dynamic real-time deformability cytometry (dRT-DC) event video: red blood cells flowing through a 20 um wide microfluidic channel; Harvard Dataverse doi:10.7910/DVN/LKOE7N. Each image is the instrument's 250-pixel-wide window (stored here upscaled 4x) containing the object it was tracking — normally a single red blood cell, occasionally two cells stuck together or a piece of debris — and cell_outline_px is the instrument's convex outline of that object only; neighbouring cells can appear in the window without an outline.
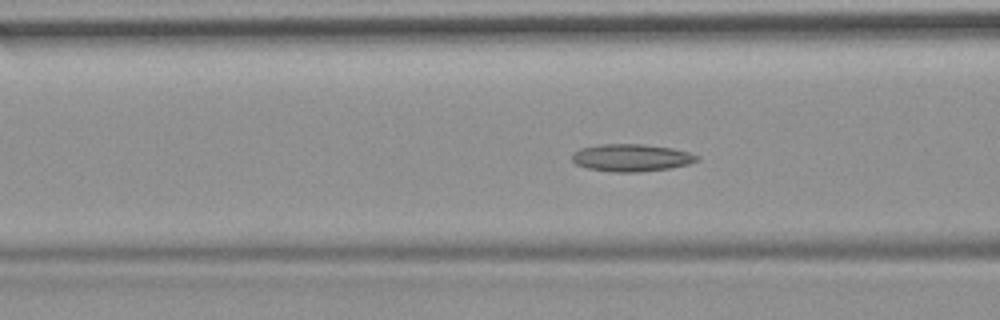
{"species": "common noctule bat (a hibernating species)", "species_latin": "Nyctalus noctula", "temperature_condition": "room temperature", "stored_images_in_passage": 55, "camera_frame_rate_fps": 3000, "um_per_image_px": 0.085, "animal": {"sex": "female", "body_mass_g": 19.9}, "frame": {"image": 1, "passage_image": 21, "time_ms": 6.667, "image_size_px": [1000, 320], "cell_outline_px": [[700, 160], [688, 164], [672, 168], [636, 172], [612, 172], [588, 168], [576, 164], [572, 160], [572, 152], [580, 148], [600, 144], [644, 144], [672, 148], [688, 152], [700, 156]], "centroid_in_image_um": [53.67, 13.4], "position_along_channel_um": 112.9, "area_um2": 20.06}}
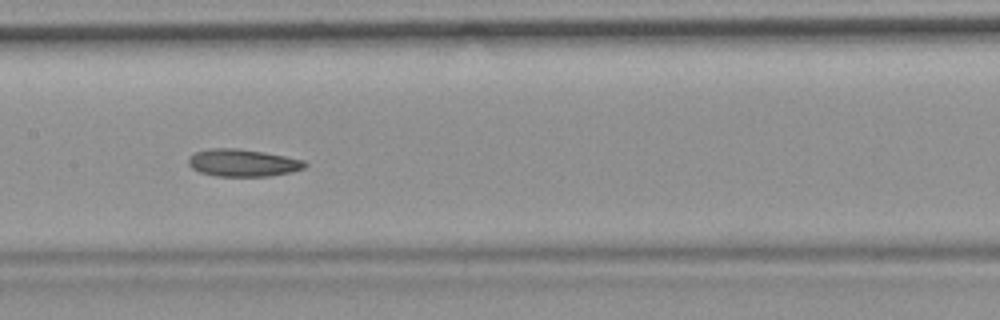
{"frame": {"image": 2, "passage_image": 27, "time_ms": 8.667, "image_size_px": [1000, 320], "cell_outline_px": [[308, 164], [304, 168], [292, 172], [268, 176], [216, 176], [200, 172], [192, 168], [188, 164], [188, 156], [196, 152], [208, 148], [236, 148], [264, 152], [304, 160]], "centroid_in_image_um": [20.62, 13.84], "position_along_channel_um": 186.8, "area_um2": 18.61}}
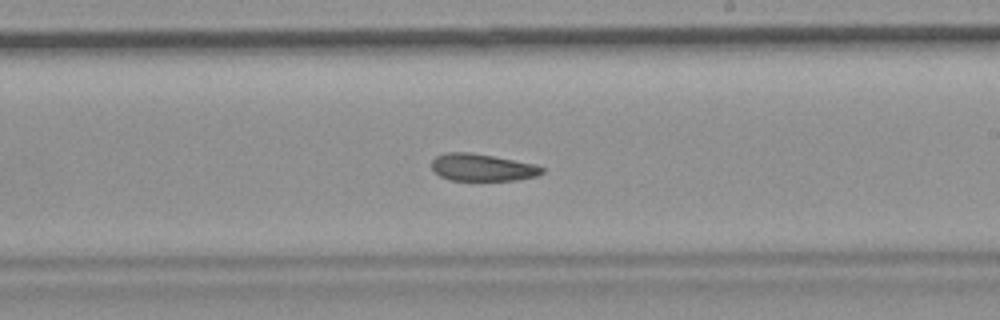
{"frame": {"image": 3, "passage_image": 32, "time_ms": 10.333, "image_size_px": [1000, 320], "cell_outline_px": [[544, 172], [536, 176], [516, 180], [448, 180], [440, 176], [432, 168], [432, 160], [436, 156], [448, 152], [468, 152], [492, 156], [536, 164], [544, 168]], "centroid_in_image_um": [41.0, 14.23], "position_along_channel_um": 248.0, "area_um2": 17.4}, "authors_computed_cell_mechanics": {"area_um2": 19.7676, "velocity_mm_per_s": 3.6979, "shape_relaxation_time_tau1_ms": null, "shape_relaxation_time_tau2_ms": 4.8215, "deformation_change_tau1": null, "deformation_change_tau2": 0.1135}}